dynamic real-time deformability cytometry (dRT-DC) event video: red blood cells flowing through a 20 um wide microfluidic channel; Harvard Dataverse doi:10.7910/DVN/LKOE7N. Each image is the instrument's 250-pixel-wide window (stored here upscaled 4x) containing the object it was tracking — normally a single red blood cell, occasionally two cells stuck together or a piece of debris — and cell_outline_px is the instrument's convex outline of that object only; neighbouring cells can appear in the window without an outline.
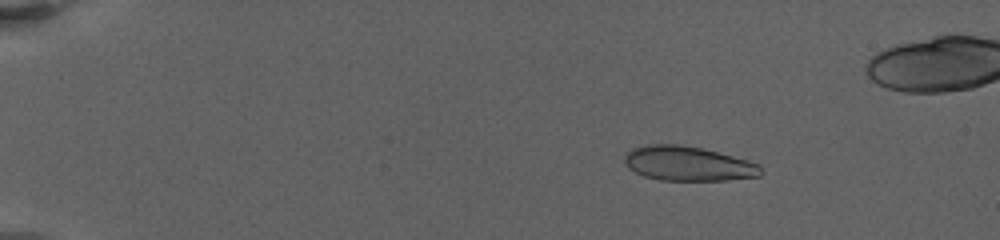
{"species": "human", "species_latin": "Homo sapiens", "temperature_condition": "warm", "stored_images_in_passage": 67, "camera_frame_rate_fps": 3000, "um_per_image_px": 0.085, "donor": {"sex": "female"}, "frame": {"image": 1, "passage_image": 3, "time_ms": 0.667, "image_size_px": [1000, 240], "cell_outline_px": [[760, 176], [728, 180], [660, 180], [644, 176], [628, 168], [624, 160], [624, 156], [632, 148], [648, 144], [680, 144], [700, 148], [748, 160], [760, 164]], "centroid_in_image_um": [58.46, 13.9], "position_along_channel_um": 26.5, "area_um2": 27.28}}
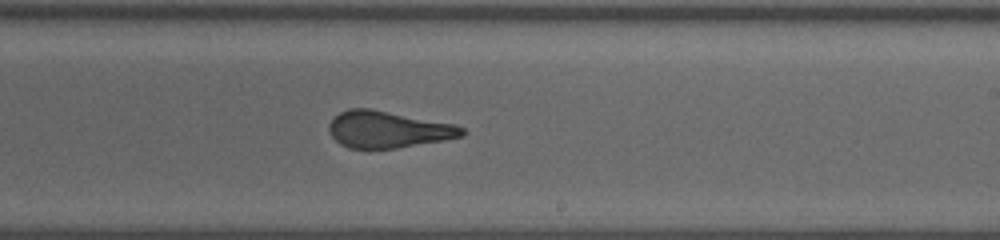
{"frame": {"image": 2, "passage_image": 39, "time_ms": 11.0, "image_size_px": [1000, 240], "cell_outline_px": [[468, 132], [464, 136], [444, 140], [396, 148], [348, 148], [340, 144], [332, 136], [328, 128], [328, 124], [340, 112], [352, 108], [368, 108], [456, 124], [464, 128]], "centroid_in_image_um": [33.02, 11.0], "position_along_channel_um": 256.0, "area_um2": 28.38}}
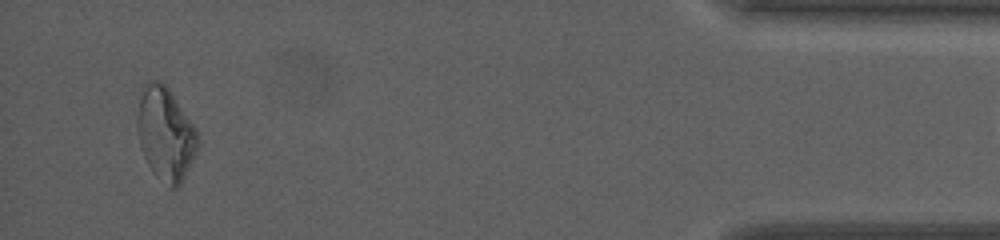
{"frame": {"image": 3, "passage_image": 65, "time_ms": 18.0, "image_size_px": [1000, 240], "cell_outline_px": [[200, 144], [180, 184], [176, 188], [168, 188], [152, 172], [144, 156], [140, 144], [136, 128], [136, 116], [140, 88], [148, 80], [160, 80], [168, 88], [196, 128], [200, 140]], "centroid_in_image_um": [14.04, 11.35], "position_along_channel_um": 421.2, "area_um2": 33.18}}